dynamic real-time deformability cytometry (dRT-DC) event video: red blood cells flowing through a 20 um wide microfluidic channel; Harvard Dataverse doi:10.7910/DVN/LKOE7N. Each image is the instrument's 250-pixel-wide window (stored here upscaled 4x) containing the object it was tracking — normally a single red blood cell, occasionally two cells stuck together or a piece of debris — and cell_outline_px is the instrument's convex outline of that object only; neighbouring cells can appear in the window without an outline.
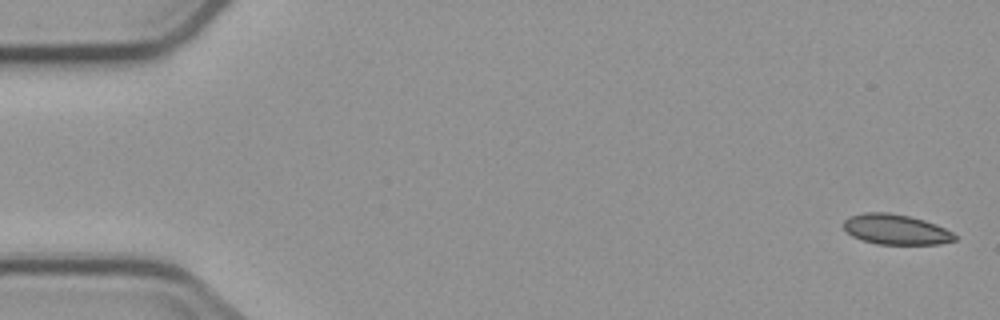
{"species": "common noctule bat (a hibernating species)", "species_latin": "Nyctalus noctula", "temperature_condition": "cold", "stored_images_in_passage": 6, "camera_frame_rate_fps": 3000, "um_per_image_px": 0.085, "animal": {"sex": "male", "body_mass_g": 23.1, "forearm_length_mm": 52.7}, "frame": {"image": 1, "passage_image": 1, "time_ms": 0.0, "image_size_px": [1000, 320], "cell_outline_px": [[956, 240], [940, 244], [876, 244], [860, 240], [852, 236], [844, 228], [844, 220], [848, 216], [864, 212], [888, 212], [908, 216], [924, 220], [936, 224], [952, 232], [956, 236]], "centroid_in_image_um": [76.12, 19.5], "position_along_channel_um": 8.9, "area_um2": 19.65}}
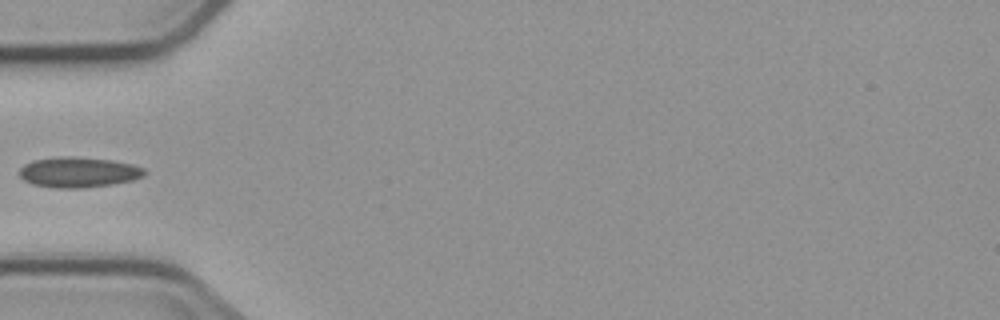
{"frame": {"image": 2, "passage_image": 5, "time_ms": 5.667, "image_size_px": [1000, 320], "cell_outline_px": [[148, 172], [144, 176], [132, 180], [112, 184], [84, 188], [56, 188], [32, 184], [24, 180], [20, 176], [20, 168], [24, 164], [32, 160], [60, 156], [72, 156], [112, 160], [132, 164], [144, 168]], "centroid_in_image_um": [6.68, 14.63], "position_along_channel_um": 78.3, "area_um2": 22.31}}
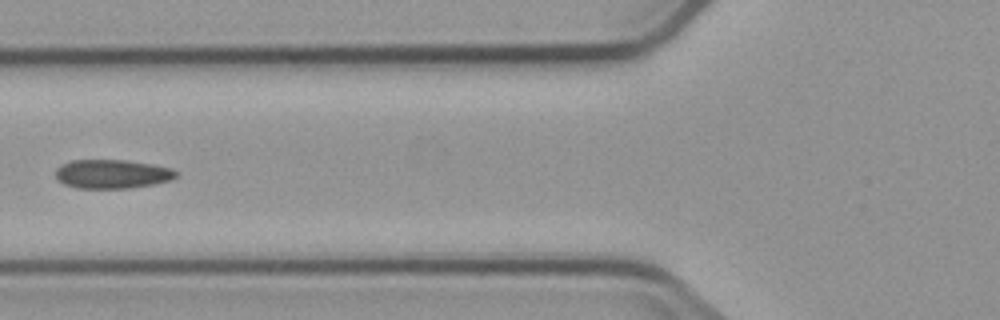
{"frame": {"image": 3, "passage_image": 6, "time_ms": 6.667, "image_size_px": [1000, 320], "cell_outline_px": [[180, 172], [172, 180], [152, 184], [128, 188], [76, 188], [64, 184], [56, 180], [56, 168], [60, 164], [72, 160], [124, 160], [152, 164], [172, 168]], "centroid_in_image_um": [9.52, 14.78], "position_along_channel_um": 116.3, "area_um2": 20.46}}